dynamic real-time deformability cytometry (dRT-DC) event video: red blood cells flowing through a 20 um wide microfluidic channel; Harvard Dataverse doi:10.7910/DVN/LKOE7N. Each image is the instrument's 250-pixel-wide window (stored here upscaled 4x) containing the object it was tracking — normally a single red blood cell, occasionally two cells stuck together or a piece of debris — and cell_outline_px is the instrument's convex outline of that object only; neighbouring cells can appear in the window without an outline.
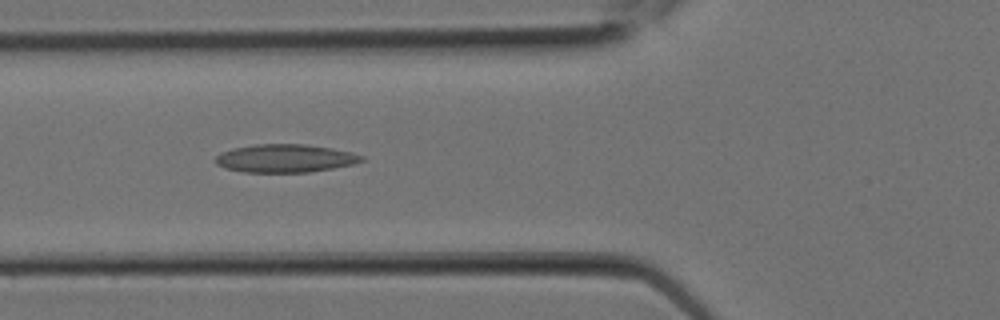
{"species": "Egyptian fruit bat (a non-hibernating species)", "species_latin": "Rousettus aegyptiacus", "temperature_condition": "room temperature", "stored_images_in_passage": 9, "camera_frame_rate_fps": 3000, "um_per_image_px": 0.085, "animal": {"sex": "female"}, "frame": {"image": 1, "passage_image": 8, "time_ms": 2.333, "image_size_px": [1000, 320], "cell_outline_px": [[364, 160], [352, 164], [332, 168], [308, 172], [244, 172], [224, 168], [216, 164], [216, 156], [220, 152], [232, 148], [256, 144], [304, 144], [332, 148], [352, 152], [364, 156]], "centroid_in_image_um": [24.22, 13.45], "position_along_channel_um": 101.6, "area_um2": 23.93}}
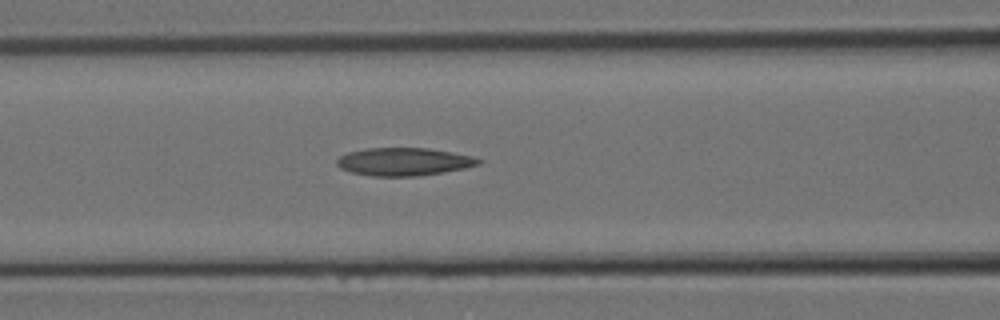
{"frame": {"image": 2, "passage_image": 9, "time_ms": 2.667, "image_size_px": [1000, 320], "cell_outline_px": [[484, 160], [480, 164], [464, 168], [444, 172], [416, 176], [372, 176], [352, 172], [340, 168], [336, 164], [336, 160], [340, 156], [348, 152], [368, 148], [428, 148], [452, 152], [472, 156]], "centroid_in_image_um": [34.34, 13.74], "position_along_channel_um": 132.3, "area_um2": 23.0}}